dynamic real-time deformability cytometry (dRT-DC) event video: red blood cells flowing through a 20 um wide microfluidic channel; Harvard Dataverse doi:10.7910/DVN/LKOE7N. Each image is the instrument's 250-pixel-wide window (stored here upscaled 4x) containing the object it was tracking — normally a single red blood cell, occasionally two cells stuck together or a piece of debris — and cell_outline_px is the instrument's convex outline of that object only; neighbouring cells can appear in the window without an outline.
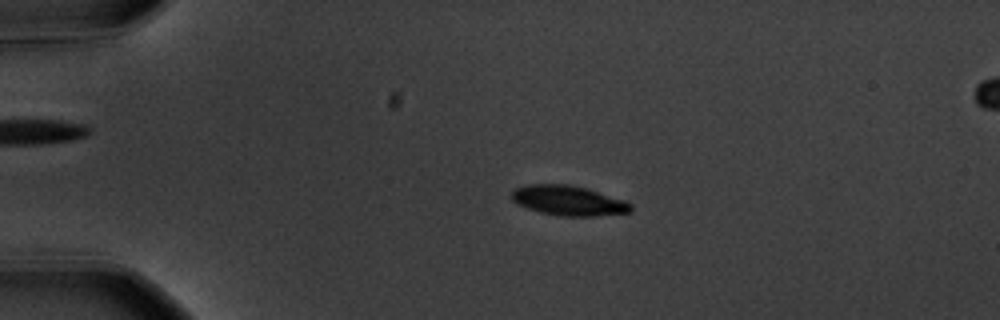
{"species": "common noctule bat (a hibernating species)", "species_latin": "Nyctalus noctula", "temperature_condition": "warm", "stored_images_in_passage": 47, "camera_frame_rate_fps": 3000, "um_per_image_px": 0.085, "animal": {"sex": "male", "body_mass_g": 20.1, "forearm_length_mm": 53.5}, "frame": {"image": 1, "passage_image": 3, "time_ms": 0.667, "image_size_px": [1000, 320], "cell_outline_px": [[632, 212], [596, 216], [560, 216], [540, 212], [516, 204], [512, 200], [512, 192], [516, 188], [528, 184], [572, 184], [588, 188], [624, 200], [632, 204]], "centroid_in_image_um": [48.34, 17.04], "position_along_channel_um": 36.7, "area_um2": 20.92}}
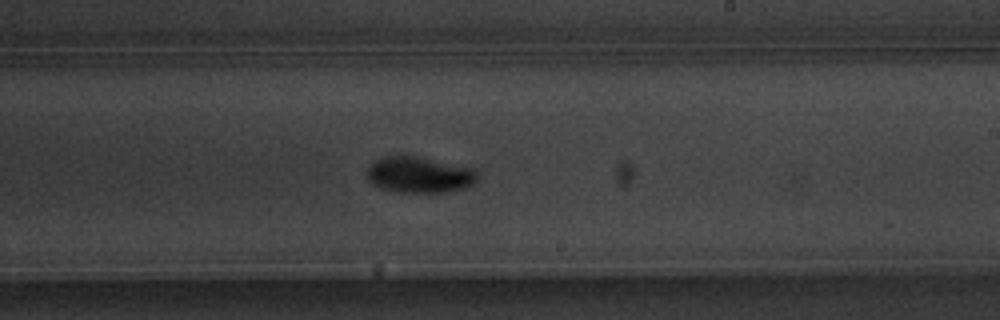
{"frame": {"image": 2, "passage_image": 25, "time_ms": 8.0, "image_size_px": [1000, 320], "cell_outline_px": [[476, 180], [472, 184], [464, 188], [444, 192], [400, 192], [380, 188], [372, 184], [368, 180], [368, 168], [376, 160], [384, 156], [416, 156], [468, 168], [476, 172]], "centroid_in_image_um": [35.58, 14.87], "position_along_channel_um": 253.4, "area_um2": 22.6}}
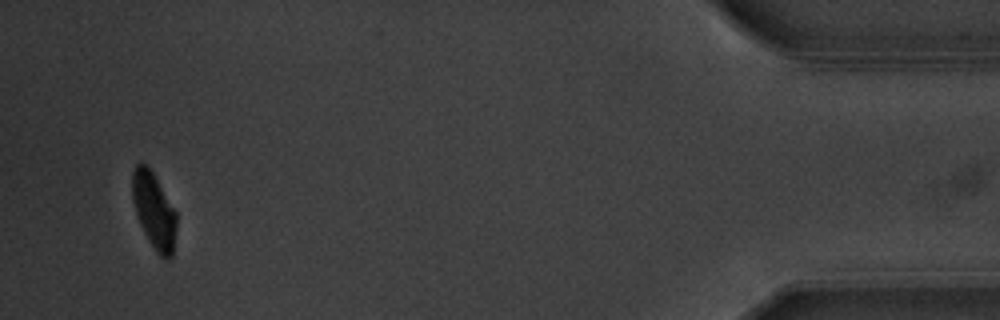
{"frame": {"image": 3, "passage_image": 45, "time_ms": 14.667, "image_size_px": [1000, 320], "cell_outline_px": [[176, 228], [172, 256], [168, 260], [164, 260], [156, 252], [148, 240], [140, 224], [132, 200], [132, 172], [136, 164], [144, 164], [152, 172], [176, 212]], "centroid_in_image_um": [13.08, 17.95], "position_along_channel_um": 422.1, "area_um2": 19.31}, "authors_computed_cell_mechanics": {"area_um2": 21.386, "velocity_mm_per_s": 3.5874, "shape_relaxation_time_tau1_ms": 1.9903, "shape_relaxation_time_tau2_ms": null, "deformation_change_tau1": 0.1323, "deformation_change_tau2": null}}